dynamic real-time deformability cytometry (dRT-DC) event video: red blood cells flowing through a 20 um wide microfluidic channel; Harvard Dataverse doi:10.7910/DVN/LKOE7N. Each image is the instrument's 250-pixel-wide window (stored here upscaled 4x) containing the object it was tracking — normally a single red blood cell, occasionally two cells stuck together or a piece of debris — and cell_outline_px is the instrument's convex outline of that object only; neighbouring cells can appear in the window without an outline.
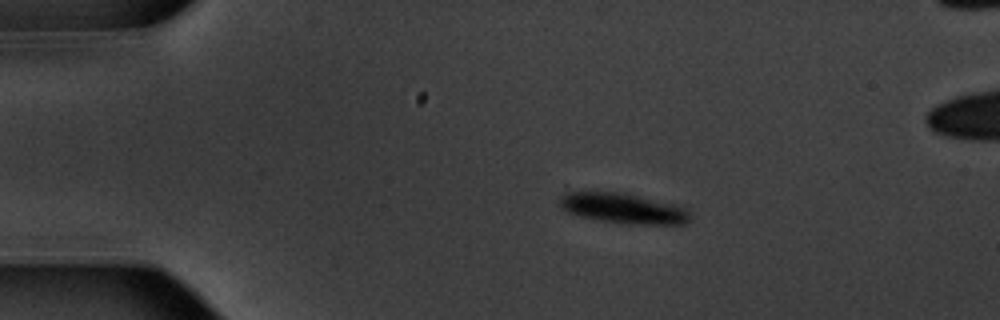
{"species": "common noctule bat (a hibernating species)", "species_latin": "Nyctalus noctula", "temperature_condition": "warm", "stored_images_in_passage": 54, "camera_frame_rate_fps": 3000, "um_per_image_px": 0.085, "animal": {"sex": "male", "body_mass_g": 20.1, "forearm_length_mm": 53.5}, "frame": {"image": 1, "passage_image": 10, "time_ms": 3.0, "image_size_px": [1000, 320], "cell_outline_px": [[688, 220], [684, 224], [636, 224], [600, 220], [580, 216], [568, 212], [560, 204], [560, 196], [564, 192], [628, 192], [672, 204], [684, 208], [688, 212]], "centroid_in_image_um": [52.94, 17.69], "position_along_channel_um": 32.1, "area_um2": 22.66}}
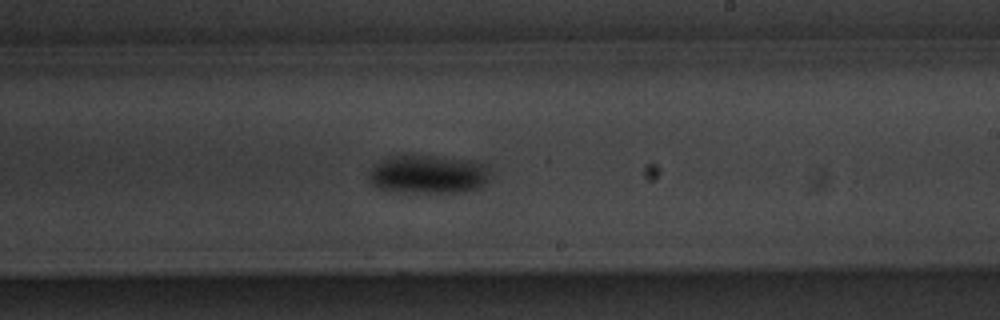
{"frame": {"image": 2, "passage_image": 32, "time_ms": 10.333, "image_size_px": [1000, 320], "cell_outline_px": [[488, 180], [480, 188], [456, 192], [404, 192], [380, 188], [372, 184], [368, 180], [368, 172], [380, 160], [404, 152], [472, 160], [480, 164], [484, 168]], "centroid_in_image_um": [36.3, 14.78], "position_along_channel_um": 252.7, "area_um2": 27.4}}
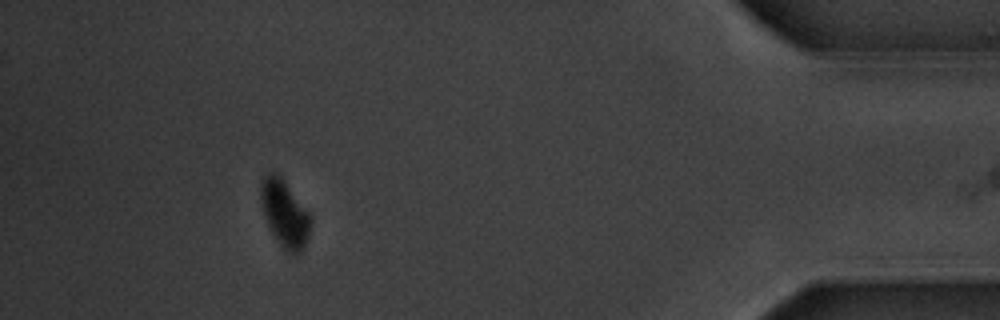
{"frame": {"image": 3, "passage_image": 49, "time_ms": 16.0, "image_size_px": [1000, 320], "cell_outline_px": [[312, 220], [308, 236], [304, 248], [296, 256], [292, 256], [280, 244], [272, 232], [264, 216], [260, 204], [260, 184], [264, 176], [272, 172], [276, 172], [284, 180], [312, 216]], "centroid_in_image_um": [24.2, 18.16], "position_along_channel_um": 411.0, "area_um2": 19.54}, "authors_computed_cell_mechanics": {"area_um2": 24.0159, "velocity_mm_per_s": 3.7294, "shape_relaxation_time_tau1_ms": 1.2841, "shape_relaxation_time_tau2_ms": null, "deformation_change_tau1": 0.1238, "deformation_change_tau2": null}}